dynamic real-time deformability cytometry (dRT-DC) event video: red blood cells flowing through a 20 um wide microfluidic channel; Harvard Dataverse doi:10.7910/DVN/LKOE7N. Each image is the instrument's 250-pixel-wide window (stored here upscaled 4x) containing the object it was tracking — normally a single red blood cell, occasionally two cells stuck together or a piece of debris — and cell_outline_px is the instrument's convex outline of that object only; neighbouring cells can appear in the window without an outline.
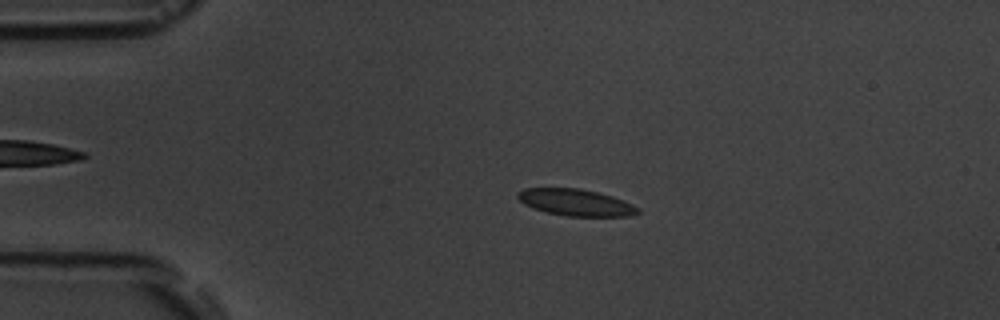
{"species": "common noctule bat (a hibernating species)", "species_latin": "Nyctalus noctula", "temperature_condition": "room temperature", "stored_images_in_passage": 4, "camera_frame_rate_fps": 3000, "um_per_image_px": 0.085, "animal": {"sex": "male", "body_mass_g": 19.5, "forearm_length_mm": 54.6}, "frame": {"image": 1, "passage_image": 3, "time_ms": 2.333, "image_size_px": [1000, 320], "cell_outline_px": [[640, 212], [632, 216], [564, 216], [532, 208], [524, 204], [516, 196], [516, 192], [524, 188], [580, 188], [612, 196], [624, 200], [640, 208]], "centroid_in_image_um": [48.94, 17.21], "position_along_channel_um": 36.1, "area_um2": 18.79}}